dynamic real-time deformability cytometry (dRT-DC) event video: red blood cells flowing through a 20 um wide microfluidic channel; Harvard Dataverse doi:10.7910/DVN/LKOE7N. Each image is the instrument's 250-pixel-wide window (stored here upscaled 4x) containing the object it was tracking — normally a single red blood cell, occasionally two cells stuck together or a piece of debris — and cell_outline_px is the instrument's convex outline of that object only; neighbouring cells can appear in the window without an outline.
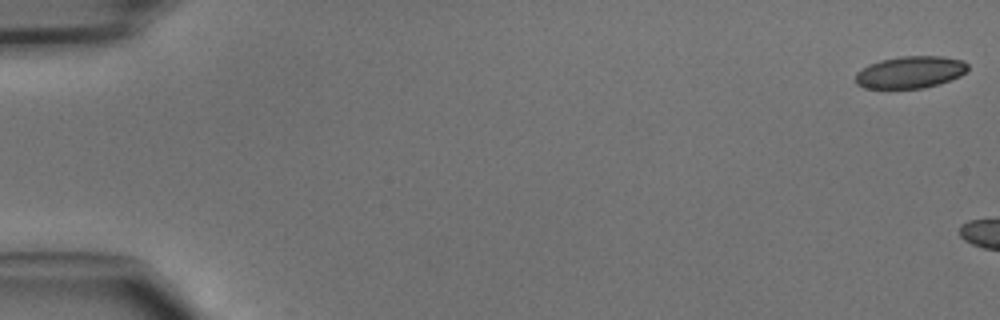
{"species": "common noctule bat (a hibernating species)", "species_latin": "Nyctalus noctula", "temperature_condition": "cold", "stored_images_in_passage": 8, "camera_frame_rate_fps": 3000, "um_per_image_px": 0.085, "animal": {"sex": "male", "body_mass_g": 15.6}, "frame": {"image": 1, "passage_image": 1, "time_ms": 0.0, "image_size_px": [1000, 320], "cell_outline_px": [[968, 68], [960, 76], [924, 88], [864, 88], [856, 84], [856, 72], [868, 64], [880, 60], [900, 56], [940, 56], [964, 60], [968, 64]], "centroid_in_image_um": [77.35, 6.12], "position_along_channel_um": 7.7, "area_um2": 20.92}}